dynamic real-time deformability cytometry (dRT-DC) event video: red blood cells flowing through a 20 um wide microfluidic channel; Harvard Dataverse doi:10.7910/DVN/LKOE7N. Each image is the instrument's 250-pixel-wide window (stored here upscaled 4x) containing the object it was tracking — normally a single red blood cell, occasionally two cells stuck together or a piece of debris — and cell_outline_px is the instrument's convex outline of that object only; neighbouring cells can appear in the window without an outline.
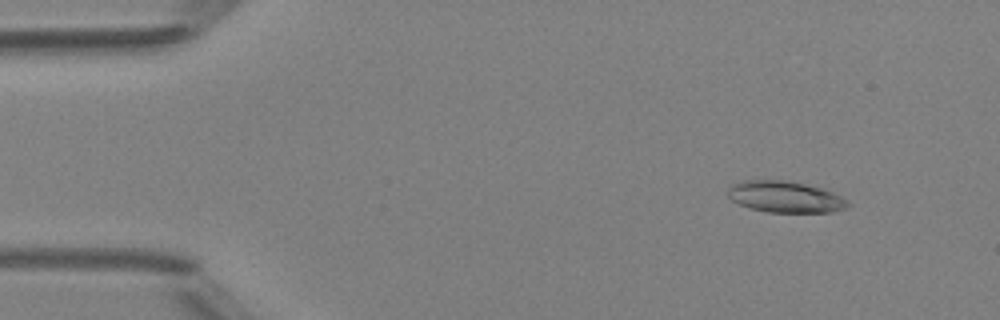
{"species": "Egyptian fruit bat (a non-hibernating species)", "species_latin": "Rousettus aegyptiacus", "temperature_condition": "room temperature", "stored_images_in_passage": 48, "camera_frame_rate_fps": 3000, "um_per_image_px": 0.085, "animal": {"sex": "female"}, "frame": {"image": 1, "passage_image": 6, "time_ms": 1.667, "image_size_px": [1000, 320], "cell_outline_px": [[852, 204], [848, 208], [832, 212], [768, 212], [752, 208], [740, 204], [732, 200], [728, 196], [728, 188], [732, 184], [744, 180], [784, 180], [804, 184], [820, 188], [832, 192], [848, 200]], "centroid_in_image_um": [66.77, 16.74], "position_along_channel_um": 18.2, "area_um2": 21.85}}
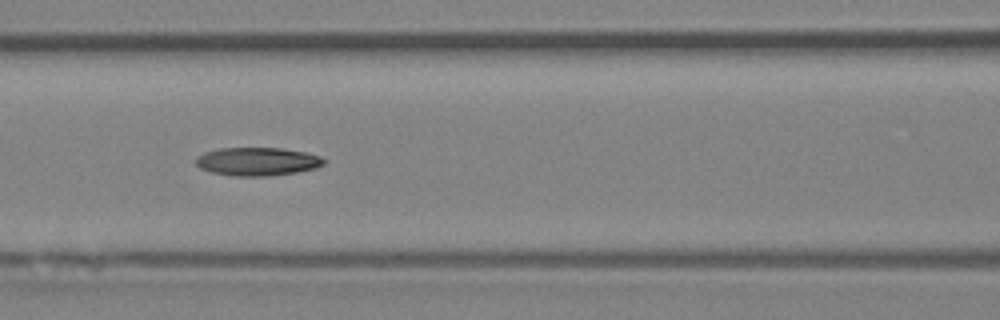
{"frame": {"image": 2, "passage_image": 22, "time_ms": 7.0, "image_size_px": [1000, 320], "cell_outline_px": [[328, 160], [324, 164], [316, 168], [296, 172], [272, 176], [232, 176], [212, 172], [200, 168], [196, 164], [196, 156], [204, 152], [220, 148], [280, 148], [304, 152], [320, 156]], "centroid_in_image_um": [21.88, 13.73], "position_along_channel_um": 144.7, "area_um2": 21.21}}
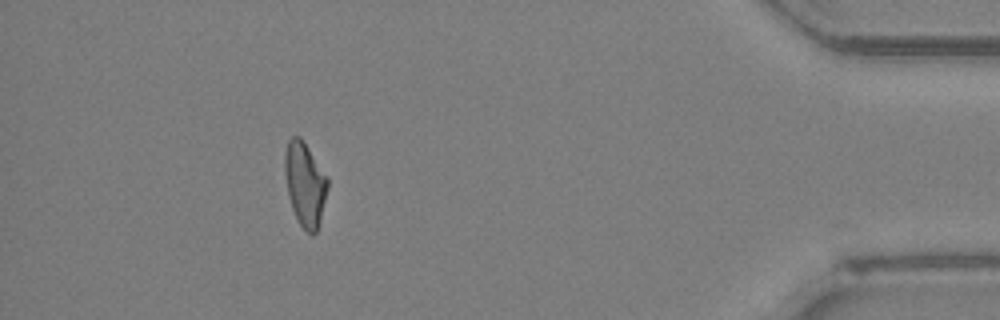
{"frame": {"image": 3, "passage_image": 45, "time_ms": 14.667, "image_size_px": [1000, 320], "cell_outline_px": [[328, 188], [316, 232], [312, 236], [300, 224], [292, 208], [288, 192], [284, 172], [284, 156], [288, 140], [292, 136], [300, 136], [328, 176]], "centroid_in_image_um": [25.92, 15.6], "position_along_channel_um": 409.3, "area_um2": 20.75}}